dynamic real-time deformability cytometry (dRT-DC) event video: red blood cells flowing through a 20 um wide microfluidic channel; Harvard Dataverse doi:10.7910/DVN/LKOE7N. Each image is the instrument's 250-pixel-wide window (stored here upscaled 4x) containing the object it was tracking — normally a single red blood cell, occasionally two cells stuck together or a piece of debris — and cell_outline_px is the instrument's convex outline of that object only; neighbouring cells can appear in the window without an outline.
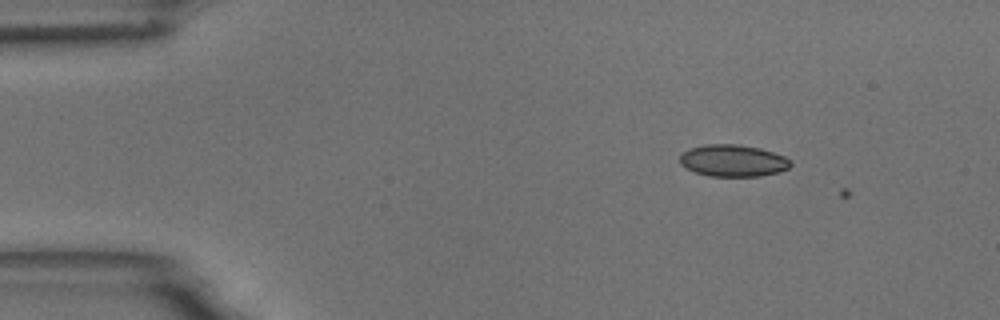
{"species": "common noctule bat (a hibernating species)", "species_latin": "Nyctalus noctula", "temperature_condition": "room temperature", "stored_images_in_passage": 2, "camera_frame_rate_fps": 3000, "um_per_image_px": 0.085, "animal": {"sex": "male", "body_mass_g": 18.8}, "frame": {"image": 1, "passage_image": 1, "time_ms": 0.0, "image_size_px": [1000, 320], "cell_outline_px": [[792, 164], [788, 168], [776, 172], [760, 176], [708, 176], [696, 172], [680, 164], [680, 152], [688, 148], [704, 144], [736, 144], [760, 148], [784, 156]], "centroid_in_image_um": [62.25, 13.64], "position_along_channel_um": 22.7, "area_um2": 20.52}}